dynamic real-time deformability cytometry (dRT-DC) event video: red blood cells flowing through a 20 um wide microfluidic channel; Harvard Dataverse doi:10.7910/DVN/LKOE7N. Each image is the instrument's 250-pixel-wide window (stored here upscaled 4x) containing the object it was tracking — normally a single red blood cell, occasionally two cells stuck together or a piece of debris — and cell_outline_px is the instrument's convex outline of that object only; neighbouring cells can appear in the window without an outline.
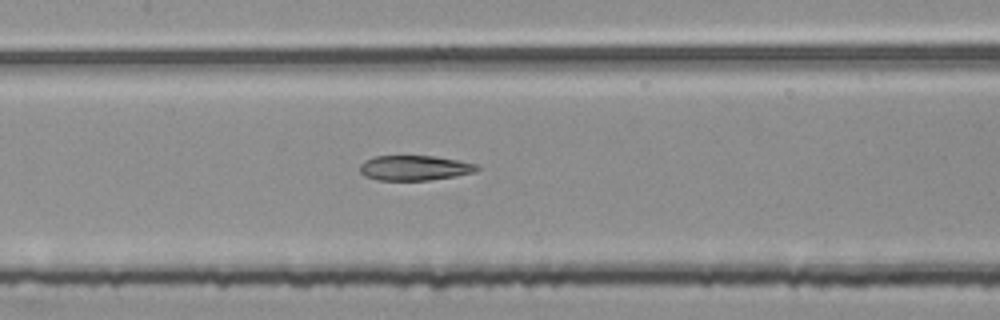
{"species": "common noctule bat (a hibernating species)", "species_latin": "Nyctalus noctula", "temperature_condition": "room temperature", "stored_images_in_passage": 54, "segment_of_instrument_passage": [2, 2], "camera_frame_rate_fps": 3000, "um_per_image_px": 0.085, "animal": {"sex": "female", "body_mass_g": 25.1}, "frame": {"image": 1, "passage_image": 26, "time_ms": 8.333, "image_size_px": [1000, 320], "cell_outline_px": [[480, 168], [476, 172], [456, 176], [428, 180], [380, 180], [364, 176], [360, 172], [360, 164], [364, 160], [376, 156], [432, 156], [456, 160], [476, 164]], "centroid_in_image_um": [35.23, 14.27], "position_along_channel_um": 172.2, "area_um2": 16.99}}
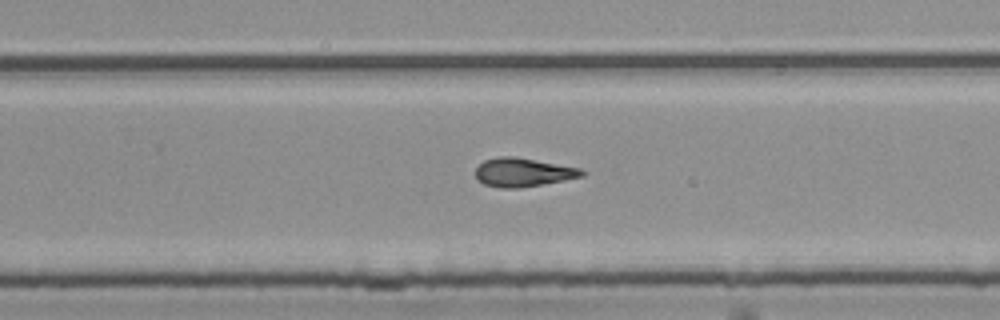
{"frame": {"image": 2, "passage_image": 35, "time_ms": 11.333, "image_size_px": [1000, 320], "cell_outline_px": [[588, 172], [584, 176], [564, 180], [520, 188], [500, 188], [484, 184], [476, 180], [476, 168], [484, 160], [496, 156], [512, 156], [580, 168]], "centroid_in_image_um": [44.44, 14.65], "position_along_channel_um": 285.4, "area_um2": 17.8}}
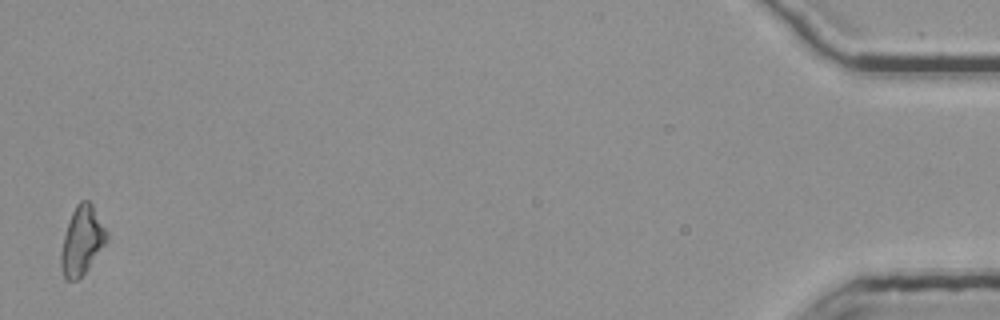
{"frame": {"image": 3, "passage_image": 54, "time_ms": 17.667, "image_size_px": [1000, 320], "cell_outline_px": [[108, 240], [84, 272], [76, 280], [68, 280], [64, 276], [60, 264], [60, 252], [64, 236], [72, 212], [76, 204], [80, 200], [88, 200], [92, 204], [108, 232]], "centroid_in_image_um": [6.97, 20.42], "position_along_channel_um": 428.2, "area_um2": 17.92}}